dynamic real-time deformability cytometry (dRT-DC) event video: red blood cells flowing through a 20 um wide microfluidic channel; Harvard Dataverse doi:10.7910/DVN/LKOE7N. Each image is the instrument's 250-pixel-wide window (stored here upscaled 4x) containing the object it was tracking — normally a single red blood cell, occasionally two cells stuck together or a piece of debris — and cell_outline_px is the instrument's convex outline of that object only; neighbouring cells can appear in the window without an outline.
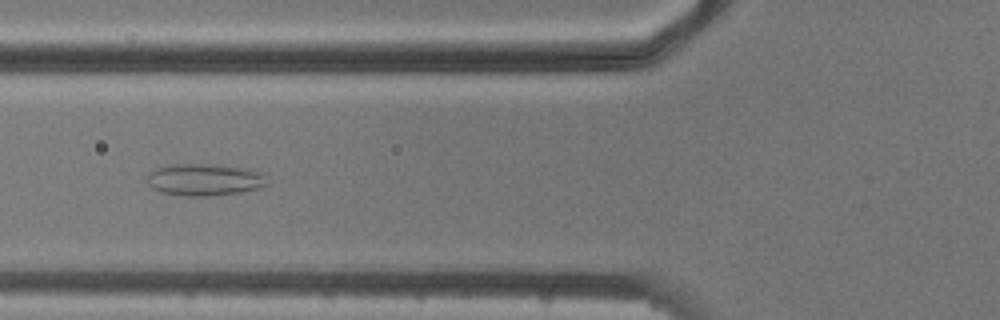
{"species": "common noctule bat (a hibernating species)", "species_latin": "Nyctalus noctula", "temperature_condition": "cold", "stored_images_in_passage": 7, "camera_frame_rate_fps": 3000, "um_per_image_px": 0.085, "animal": {"sex": "male", "body_mass_g": 20.5, "forearm_length_mm": 52.5}, "frame": {"image": 1, "passage_image": 5, "time_ms": 6.0, "image_size_px": [1000, 320], "cell_outline_px": [[268, 184], [256, 188], [240, 192], [212, 196], [184, 196], [160, 192], [152, 188], [148, 184], [148, 176], [156, 168], [172, 164], [216, 164], [252, 168], [264, 172]], "centroid_in_image_um": [17.43, 15.26], "position_along_channel_um": 108.4, "area_um2": 22.66}}
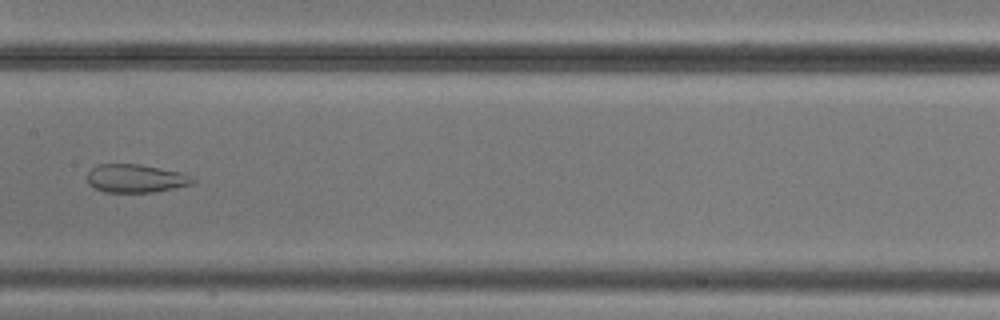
{"frame": {"image": 2, "passage_image": 7, "time_ms": 8.333, "image_size_px": [1000, 320], "cell_outline_px": [[196, 180], [192, 184], [156, 192], [104, 192], [88, 184], [88, 172], [96, 164], [140, 164], [180, 172]], "centroid_in_image_um": [11.51, 15.16], "position_along_channel_um": 195.9, "area_um2": 17.28}}